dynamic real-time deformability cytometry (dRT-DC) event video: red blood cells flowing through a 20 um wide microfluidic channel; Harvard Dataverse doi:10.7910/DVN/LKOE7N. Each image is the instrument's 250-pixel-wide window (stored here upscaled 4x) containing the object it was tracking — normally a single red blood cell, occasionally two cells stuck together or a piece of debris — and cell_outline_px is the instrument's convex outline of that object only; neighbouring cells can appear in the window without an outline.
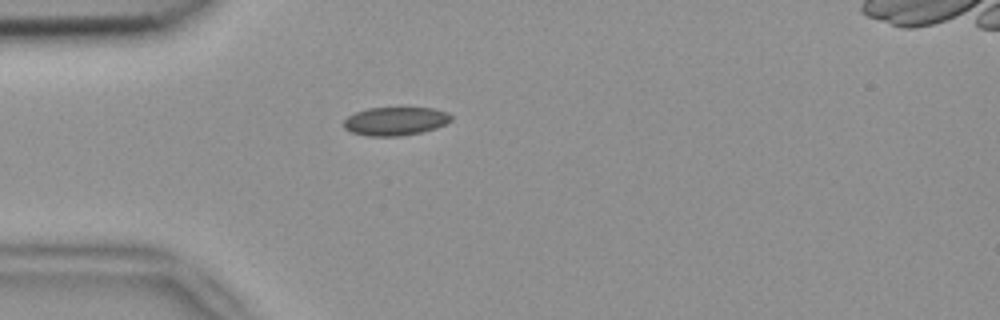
{"species": "common noctule bat (a hibernating species)", "species_latin": "Nyctalus noctula", "temperature_condition": "room temperature", "stored_images_in_passage": 1, "camera_frame_rate_fps": 3000, "um_per_image_px": 0.085, "animal": {"sex": "female", "body_mass_g": 18.4}, "frame": {"image": 1, "passage_image": 1, "time_ms": 0.0, "image_size_px": [1000, 320], "cell_outline_px": [[452, 120], [436, 128], [420, 132], [400, 136], [368, 136], [352, 132], [344, 128], [344, 120], [348, 116], [356, 112], [368, 108], [436, 108], [448, 112], [452, 116]], "centroid_in_image_um": [33.62, 10.29], "position_along_channel_um": 51.4, "area_um2": 17.74}}